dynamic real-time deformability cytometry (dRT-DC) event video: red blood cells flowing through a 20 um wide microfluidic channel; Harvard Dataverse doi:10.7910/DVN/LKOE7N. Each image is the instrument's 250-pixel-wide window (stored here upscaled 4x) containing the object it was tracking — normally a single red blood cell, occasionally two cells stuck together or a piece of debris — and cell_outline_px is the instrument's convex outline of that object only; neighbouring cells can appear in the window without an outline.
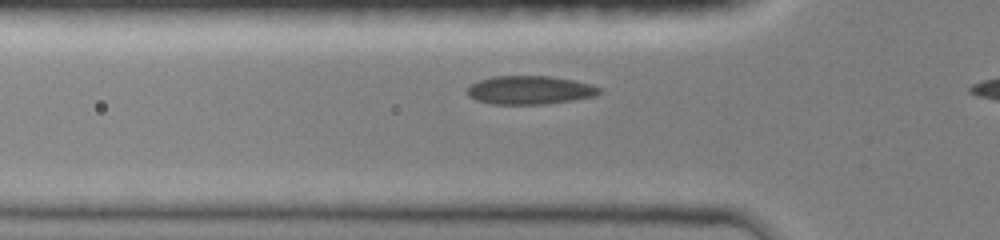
{"species": "common noctule bat (a hibernating species)", "species_latin": "Nyctalus noctula", "temperature_condition": "room temperature", "stored_images_in_passage": 12, "camera_frame_rate_fps": 3000, "um_per_image_px": 0.085, "animal": {"sex": "female", "body_mass_g": 19.0, "forearm_length_mm": 51.5}, "frame": {"image": 1, "passage_image": 10, "time_ms": 3.0, "image_size_px": [1000, 240], "cell_outline_px": [[600, 92], [596, 96], [572, 100], [544, 104], [492, 104], [476, 100], [468, 96], [468, 88], [472, 84], [480, 80], [492, 76], [548, 76], [572, 80], [592, 84], [600, 88]], "centroid_in_image_um": [45.03, 7.66], "position_along_channel_um": 80.8, "area_um2": 21.79}}